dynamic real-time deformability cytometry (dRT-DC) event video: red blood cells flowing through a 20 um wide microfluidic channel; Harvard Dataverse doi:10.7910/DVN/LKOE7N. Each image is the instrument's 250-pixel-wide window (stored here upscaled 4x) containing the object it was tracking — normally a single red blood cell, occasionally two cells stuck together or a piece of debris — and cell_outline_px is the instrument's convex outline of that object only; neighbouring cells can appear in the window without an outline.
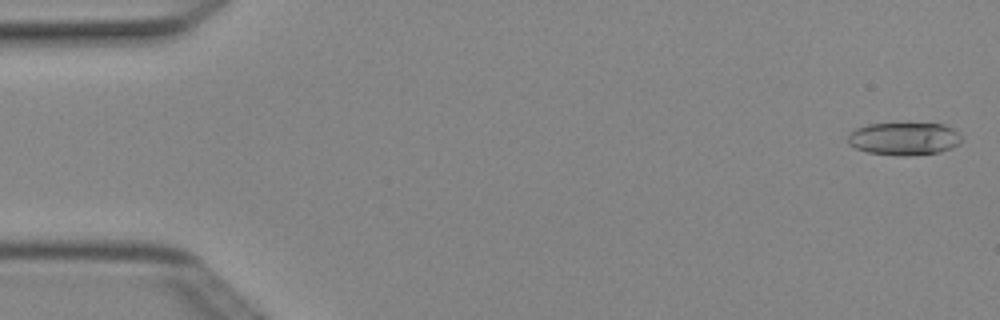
{"species": "Egyptian fruit bat (a non-hibernating species)", "species_latin": "Rousettus aegyptiacus", "temperature_condition": "cold", "stored_images_in_passage": 6, "camera_frame_rate_fps": 3000, "um_per_image_px": 0.085, "animal": {"sex": "female"}, "frame": {"image": 1, "passage_image": 1, "time_ms": 0.0, "image_size_px": [1000, 320], "cell_outline_px": [[964, 140], [952, 148], [940, 152], [908, 156], [900, 156], [868, 152], [856, 148], [848, 144], [848, 136], [856, 128], [868, 124], [944, 124], [952, 128]], "centroid_in_image_um": [76.86, 11.8], "position_along_channel_um": 8.1, "area_um2": 21.62}}
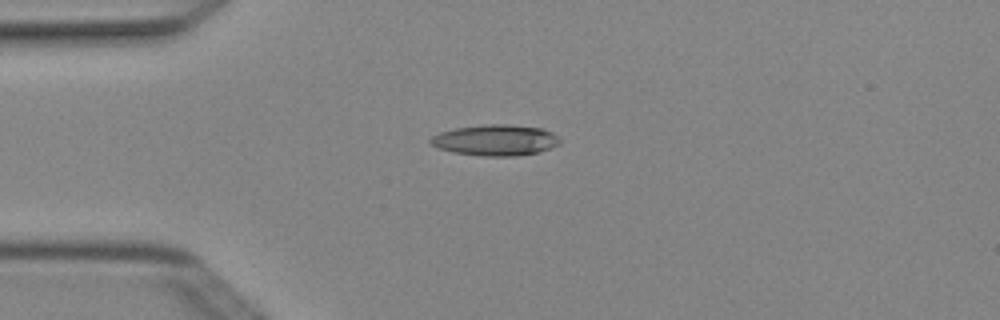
{"frame": {"image": 2, "passage_image": 4, "time_ms": 1.0, "image_size_px": [1000, 320], "cell_outline_px": [[560, 144], [540, 152], [516, 156], [484, 156], [452, 152], [440, 148], [432, 144], [428, 140], [432, 136], [440, 132], [456, 128], [488, 124], [508, 124], [544, 128], [552, 132], [560, 140]], "centroid_in_image_um": [42.14, 11.91], "position_along_channel_um": 42.9, "area_um2": 23.35}}
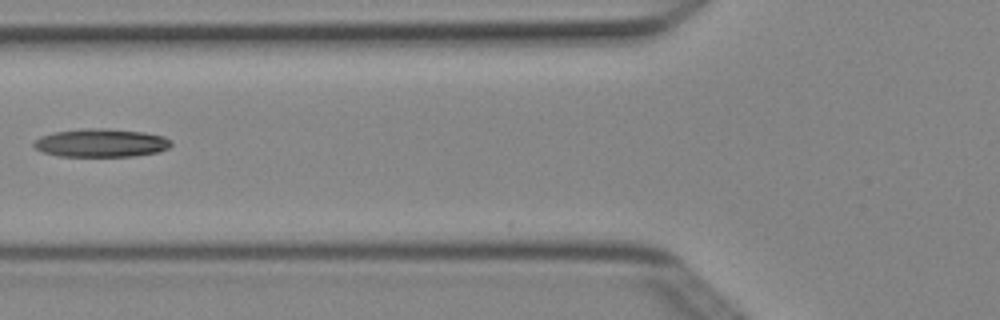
{"frame": {"image": 3, "passage_image": 6, "time_ms": 1.667, "image_size_px": [1000, 320], "cell_outline_px": [[172, 144], [168, 148], [160, 152], [136, 156], [56, 156], [44, 152], [36, 148], [32, 144], [40, 136], [52, 132], [84, 128], [104, 128], [144, 132], [164, 136], [172, 140]], "centroid_in_image_um": [8.61, 12.14], "position_along_channel_um": 117.2, "area_um2": 22.83}}